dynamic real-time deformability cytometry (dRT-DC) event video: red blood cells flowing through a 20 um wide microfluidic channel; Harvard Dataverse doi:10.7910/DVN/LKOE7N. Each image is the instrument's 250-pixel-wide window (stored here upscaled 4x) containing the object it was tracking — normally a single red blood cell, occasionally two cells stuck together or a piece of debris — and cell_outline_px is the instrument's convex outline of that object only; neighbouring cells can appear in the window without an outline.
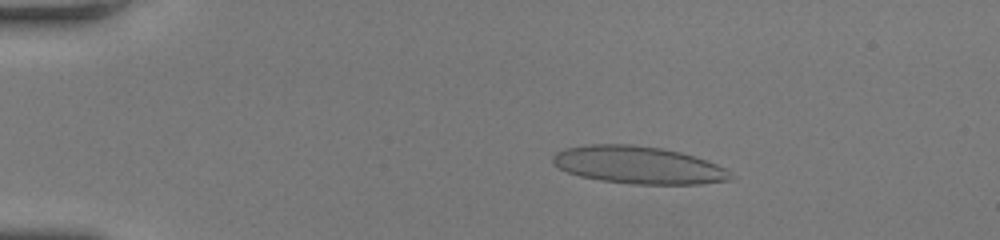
{"species": "human", "species_latin": "Homo sapiens", "temperature_condition": "room temperature", "stored_images_in_passage": 55, "camera_frame_rate_fps": 3000, "um_per_image_px": 0.085, "donor": {"sex": "female"}, "frame": {"image": 1, "passage_image": 11, "time_ms": 3.333, "image_size_px": [1000, 240], "cell_outline_px": [[732, 180], [700, 184], [632, 184], [600, 180], [580, 176], [568, 172], [552, 164], [552, 156], [556, 152], [568, 148], [588, 144], [632, 144], [660, 148], [680, 152], [708, 160], [724, 168], [732, 176]], "centroid_in_image_um": [54.25, 14.03], "position_along_channel_um": 30.8, "area_um2": 38.78}}
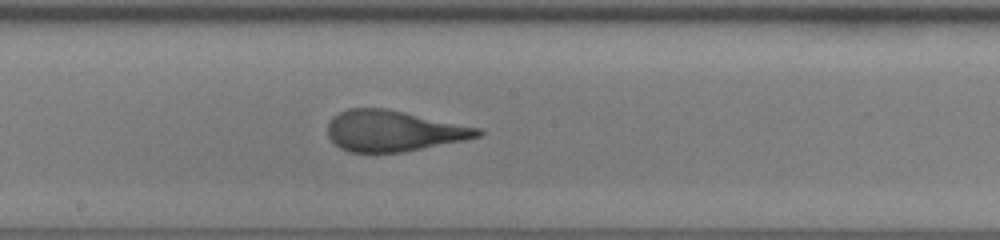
{"frame": {"image": 2, "passage_image": 31, "time_ms": 10.0, "image_size_px": [1000, 240], "cell_outline_px": [[484, 132], [480, 136], [464, 140], [404, 152], [348, 152], [340, 148], [328, 136], [328, 124], [332, 116], [348, 108], [384, 108], [404, 112], [480, 128]], "centroid_in_image_um": [33.42, 11.13], "position_along_channel_um": 214.8, "area_um2": 35.55}}
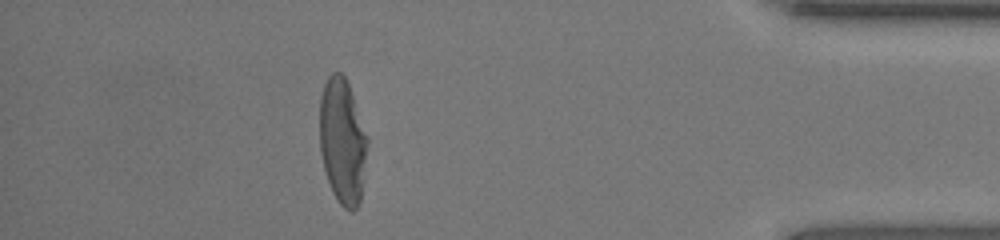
{"frame": {"image": 3, "passage_image": 49, "time_ms": 16.0, "image_size_px": [1000, 240], "cell_outline_px": [[368, 140], [360, 204], [352, 212], [344, 208], [336, 200], [332, 192], [324, 168], [320, 152], [320, 96], [324, 84], [328, 76], [332, 72], [340, 72], [344, 76], [348, 84]], "centroid_in_image_um": [29.09, 12.04], "position_along_channel_um": 406.1, "area_um2": 34.74}, "authors_computed_cell_mechanics": {"area_um2": 37.0498, "velocity_mm_per_s": 3.8722, "shape_relaxation_time_tau1_ms": 6.7306, "shape_relaxation_time_tau2_ms": 0.7164, "deformation_change_tau1": 0.2644, "deformation_change_tau2": 0.0798}}